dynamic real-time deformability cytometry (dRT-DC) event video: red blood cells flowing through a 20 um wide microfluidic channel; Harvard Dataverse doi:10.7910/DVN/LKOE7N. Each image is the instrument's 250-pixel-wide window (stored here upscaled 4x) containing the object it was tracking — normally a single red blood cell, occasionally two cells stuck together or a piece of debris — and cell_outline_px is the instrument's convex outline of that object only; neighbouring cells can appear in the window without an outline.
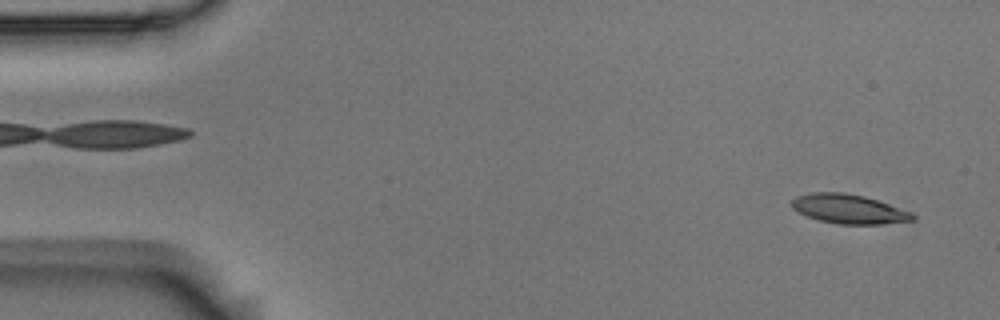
{"species": "Egyptian fruit bat (a non-hibernating species)", "species_latin": "Rousettus aegyptiacus", "temperature_condition": "room temperature", "stored_images_in_passage": 11, "camera_frame_rate_fps": 3000, "um_per_image_px": 0.085, "animal": {"sex": "male"}, "frame": {"image": 1, "passage_image": 1, "time_ms": 0.0, "image_size_px": [1000, 320], "cell_outline_px": [[916, 220], [884, 224], [840, 224], [820, 220], [808, 216], [792, 208], [792, 200], [796, 196], [812, 192], [844, 192], [864, 196], [912, 212], [916, 216]], "centroid_in_image_um": [72.18, 17.76], "position_along_channel_um": 12.8, "area_um2": 20.52}}